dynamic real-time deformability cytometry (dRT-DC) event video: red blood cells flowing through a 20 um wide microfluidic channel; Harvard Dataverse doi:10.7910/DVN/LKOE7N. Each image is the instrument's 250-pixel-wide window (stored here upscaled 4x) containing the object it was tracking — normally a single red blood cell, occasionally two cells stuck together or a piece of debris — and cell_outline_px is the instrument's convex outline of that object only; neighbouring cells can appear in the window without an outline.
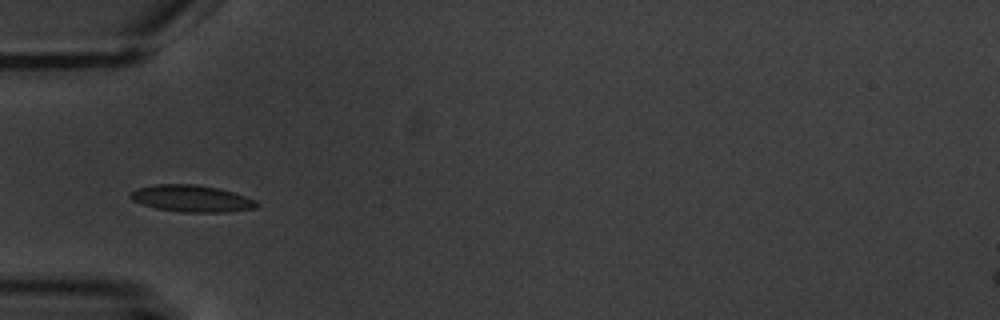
{"species": "common noctule bat (a hibernating species)", "species_latin": "Nyctalus noctula", "temperature_condition": "warm", "stored_images_in_passage": 6, "camera_frame_rate_fps": 3000, "um_per_image_px": 0.085, "animal": {"sex": "male", "body_mass_g": 20.1, "forearm_length_mm": 53.5}, "frame": {"image": 1, "passage_image": 6, "time_ms": 6.0, "image_size_px": [1000, 320], "cell_outline_px": [[260, 204], [256, 208], [228, 212], [184, 212], [156, 208], [132, 200], [128, 196], [136, 188], [156, 184], [196, 184], [220, 188], [256, 200]], "centroid_in_image_um": [16.31, 16.87], "position_along_channel_um": 68.7, "area_um2": 19.71}}